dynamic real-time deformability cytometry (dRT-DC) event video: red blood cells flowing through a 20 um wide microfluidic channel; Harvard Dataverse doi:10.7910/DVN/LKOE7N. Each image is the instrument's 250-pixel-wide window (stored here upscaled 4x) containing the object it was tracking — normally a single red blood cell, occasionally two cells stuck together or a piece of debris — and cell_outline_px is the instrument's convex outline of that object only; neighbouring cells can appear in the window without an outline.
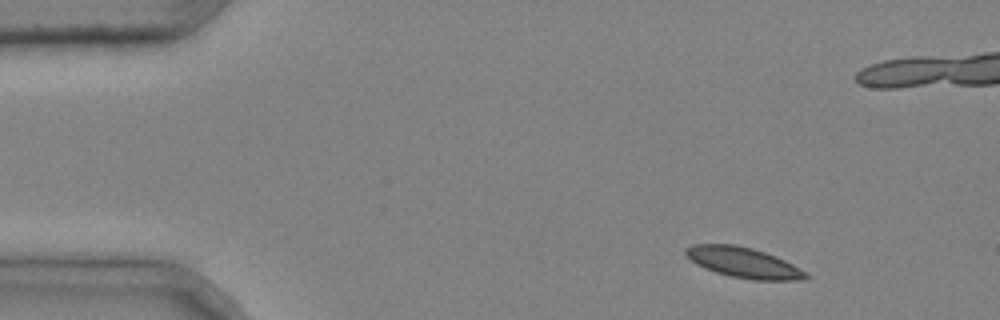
{"species": "common noctule bat (a hibernating species)", "species_latin": "Nyctalus noctula", "temperature_condition": "cold", "stored_images_in_passage": 4, "camera_frame_rate_fps": 3000, "um_per_image_px": 0.085, "animal": {"sex": "male", "body_mass_g": 20.4}, "frame": {"image": 1, "passage_image": 1, "time_ms": 0.0, "image_size_px": [1000, 320], "cell_outline_px": [[812, 276], [804, 280], [752, 280], [732, 276], [716, 272], [704, 268], [696, 264], [684, 252], [684, 248], [692, 244], [736, 244], [752, 248], [776, 256], [808, 272]], "centroid_in_image_um": [63.23, 22.32], "position_along_channel_um": 21.8, "area_um2": 21.39}}